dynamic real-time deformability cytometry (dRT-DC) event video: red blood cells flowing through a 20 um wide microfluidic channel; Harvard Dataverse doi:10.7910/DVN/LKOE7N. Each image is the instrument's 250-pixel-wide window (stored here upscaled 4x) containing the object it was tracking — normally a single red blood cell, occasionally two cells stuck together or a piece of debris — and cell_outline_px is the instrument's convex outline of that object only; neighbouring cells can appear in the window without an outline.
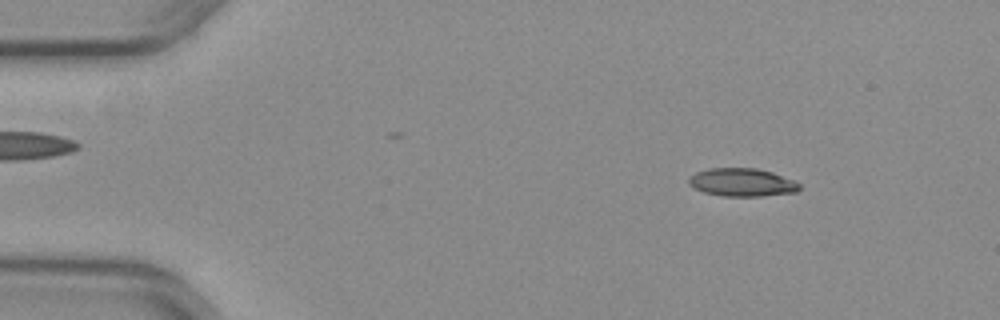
{"species": "common noctule bat (a hibernating species)", "species_latin": "Nyctalus noctula", "temperature_condition": "warm", "stored_images_in_passage": 52, "camera_frame_rate_fps": 3000, "um_per_image_px": 0.085, "animal": {"sex": "female", "body_mass_g": 29.2, "forearm_length_mm": 56.3}, "frame": {"image": 1, "passage_image": 7, "time_ms": 2.0, "image_size_px": [1000, 320], "cell_outline_px": [[800, 188], [796, 192], [764, 196], [724, 196], [704, 192], [688, 184], [688, 180], [696, 172], [708, 168], [756, 168], [772, 172], [796, 180], [800, 184]], "centroid_in_image_um": [63.12, 15.5], "position_along_channel_um": 21.9, "area_um2": 18.15}}
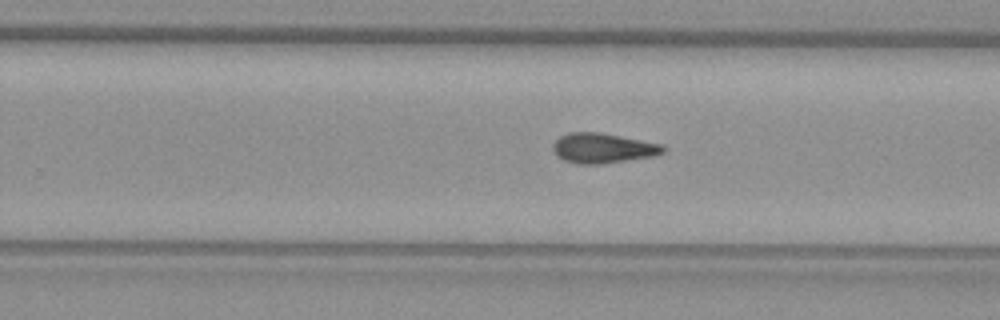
{"frame": {"image": 2, "passage_image": 33, "time_ms": 10.667, "image_size_px": [1000, 320], "cell_outline_px": [[664, 152], [656, 156], [604, 164], [576, 164], [564, 160], [556, 156], [552, 148], [552, 144], [560, 136], [568, 132], [596, 132], [620, 136], [660, 144], [664, 148]], "centroid_in_image_um": [51.2, 12.61], "position_along_channel_um": 278.6, "area_um2": 19.31}}
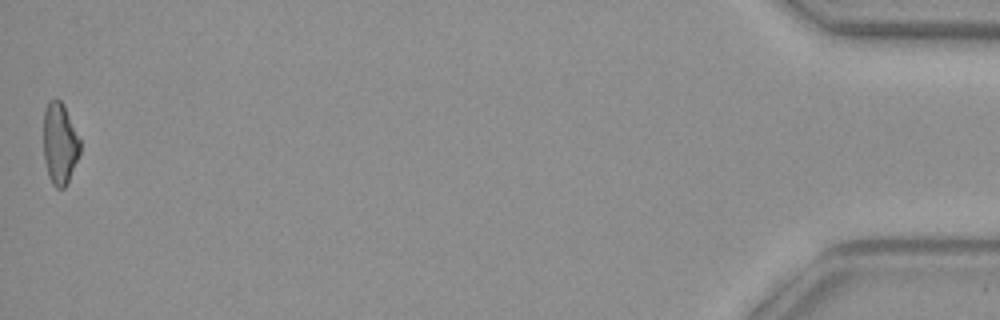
{"frame": {"image": 3, "passage_image": 52, "time_ms": 17.0, "image_size_px": [1000, 320], "cell_outline_px": [[80, 152], [68, 180], [64, 188], [56, 188], [52, 184], [48, 176], [44, 160], [44, 108], [48, 100], [60, 100], [64, 104], [80, 140]], "centroid_in_image_um": [5.06, 12.19], "position_along_channel_um": 430.1, "area_um2": 17.28}, "authors_computed_cell_mechanics": {"area_um2": 18.3226, "velocity_mm_per_s": 3.985, "shape_relaxation_time_tau1_ms": null, "shape_relaxation_time_tau2_ms": 10.7437, "deformation_change_tau1": null, "deformation_change_tau2": 0.2241}}